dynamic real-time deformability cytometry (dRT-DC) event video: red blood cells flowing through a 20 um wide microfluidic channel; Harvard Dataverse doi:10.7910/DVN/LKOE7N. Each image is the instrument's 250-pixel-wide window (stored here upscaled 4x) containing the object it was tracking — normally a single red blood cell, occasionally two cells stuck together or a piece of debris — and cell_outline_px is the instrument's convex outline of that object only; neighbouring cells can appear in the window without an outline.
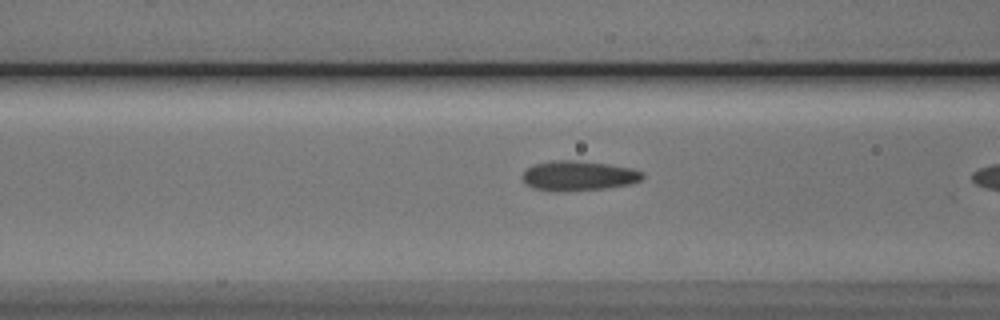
{"species": "Egyptian fruit bat (a non-hibernating species)", "species_latin": "Rousettus aegyptiacus", "temperature_condition": "cold", "stored_images_in_passage": 6, "camera_frame_rate_fps": 3000, "um_per_image_px": 0.085, "animal": {"sex": "male"}, "frame": {"image": 1, "passage_image": 5, "time_ms": 1.333, "image_size_px": [1000, 320], "cell_outline_px": [[644, 176], [640, 180], [628, 184], [604, 188], [532, 188], [524, 184], [520, 180], [520, 176], [532, 164], [552, 160], [576, 160], [608, 164], [632, 168], [644, 172]], "centroid_in_image_um": [49.15, 14.87], "position_along_channel_um": 117.5, "area_um2": 20.11}}